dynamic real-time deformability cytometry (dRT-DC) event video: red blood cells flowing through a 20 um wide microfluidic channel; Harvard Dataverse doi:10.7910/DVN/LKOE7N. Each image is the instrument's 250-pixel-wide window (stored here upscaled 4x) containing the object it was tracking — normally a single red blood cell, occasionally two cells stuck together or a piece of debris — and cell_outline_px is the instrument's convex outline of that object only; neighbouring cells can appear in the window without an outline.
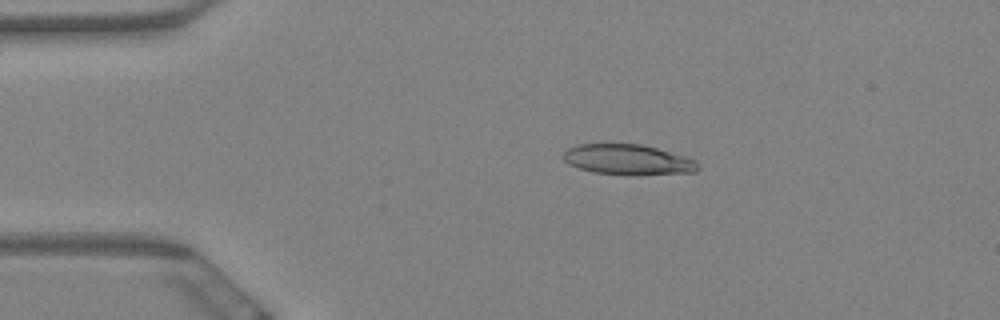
{"species": "Egyptian fruit bat (a non-hibernating species)", "species_latin": "Rousettus aegyptiacus", "temperature_condition": "warm", "stored_images_in_passage": 2, "camera_frame_rate_fps": 3000, "um_per_image_px": 0.085, "animal": {"sex": "female"}, "frame": {"image": 1, "passage_image": 1, "time_ms": 0.0, "image_size_px": [1000, 320], "cell_outline_px": [[700, 168], [696, 172], [632, 176], [592, 172], [568, 164], [564, 160], [564, 152], [568, 148], [576, 144], [640, 144], [656, 148], [684, 156], [696, 160], [700, 164]], "centroid_in_image_um": [53.4, 13.59], "position_along_channel_um": 31.6, "area_um2": 24.1}}